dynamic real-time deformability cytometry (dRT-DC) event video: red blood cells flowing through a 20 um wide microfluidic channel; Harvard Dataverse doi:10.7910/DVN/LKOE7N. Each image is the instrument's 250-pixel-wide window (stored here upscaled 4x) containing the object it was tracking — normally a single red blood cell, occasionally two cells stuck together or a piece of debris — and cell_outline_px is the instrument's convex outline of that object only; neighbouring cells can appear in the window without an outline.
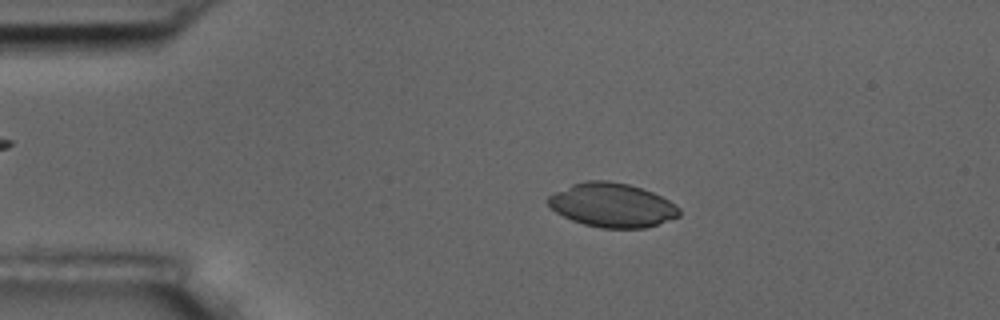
{"species": "common noctule bat (a hibernating species)", "species_latin": "Nyctalus noctula", "temperature_condition": "room temperature", "stored_images_in_passage": 7, "camera_frame_rate_fps": 3000, "um_per_image_px": 0.085, "animal": {"sex": "male", "body_mass_g": 17.5, "forearm_length_mm": 52.3}, "frame": {"image": 1, "passage_image": 3, "time_ms": 2.333, "image_size_px": [1000, 320], "cell_outline_px": [[680, 216], [644, 228], [600, 228], [584, 224], [572, 220], [556, 212], [544, 200], [548, 196], [572, 184], [584, 180], [608, 180], [628, 184], [652, 192], [676, 204], [680, 208]], "centroid_in_image_um": [52.01, 17.43], "position_along_channel_um": 33.0, "area_um2": 33.58}}